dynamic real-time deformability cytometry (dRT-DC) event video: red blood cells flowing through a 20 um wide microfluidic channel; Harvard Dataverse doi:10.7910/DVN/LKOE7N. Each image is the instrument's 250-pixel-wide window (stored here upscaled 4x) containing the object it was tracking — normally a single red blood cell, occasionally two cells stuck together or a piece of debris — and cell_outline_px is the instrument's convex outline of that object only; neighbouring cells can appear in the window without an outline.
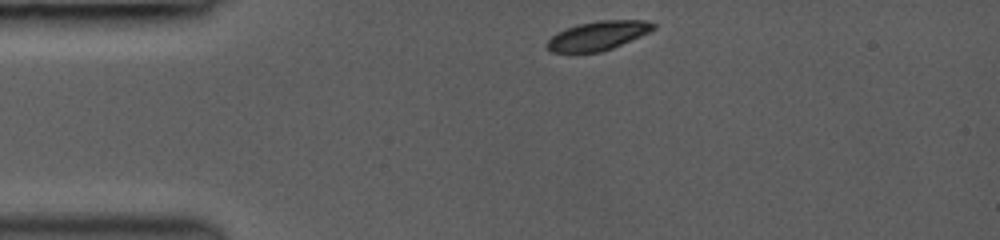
{"species": "common noctule bat (a hibernating species)", "species_latin": "Nyctalus noctula", "temperature_condition": "room temperature", "stored_images_in_passage": 2, "camera_frame_rate_fps": 3000, "um_per_image_px": 0.085, "animal": {"sex": "female", "body_mass_g": 19.0, "forearm_length_mm": 53.3}, "frame": {"image": 1, "passage_image": 1, "time_ms": 0.0, "image_size_px": [1000, 240], "cell_outline_px": [[656, 28], [652, 32], [612, 48], [600, 52], [572, 56], [552, 52], [544, 44], [552, 36], [576, 24], [596, 20], [648, 20], [656, 24]], "centroid_in_image_um": [50.81, 3.07], "position_along_channel_um": 34.2, "area_um2": 18.79}}